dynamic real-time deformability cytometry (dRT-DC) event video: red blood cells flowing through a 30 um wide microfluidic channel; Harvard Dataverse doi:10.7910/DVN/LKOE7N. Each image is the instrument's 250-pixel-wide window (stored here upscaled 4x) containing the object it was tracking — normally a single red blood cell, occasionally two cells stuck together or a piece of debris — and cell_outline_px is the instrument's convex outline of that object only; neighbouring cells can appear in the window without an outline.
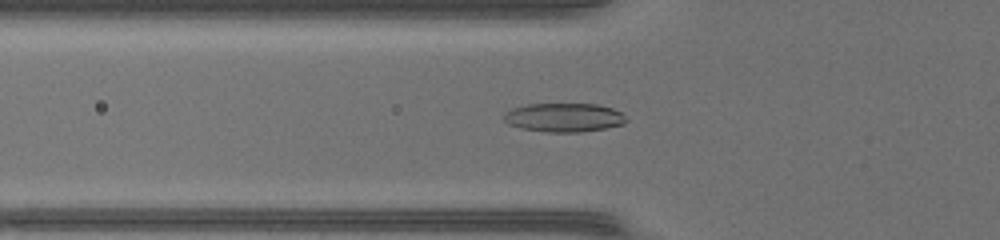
{"species": "common noctule bat (a hibernating species)", "species_latin": "Nyctalus noctula", "temperature_condition": "warm", "stored_images_in_passage": 50, "camera_frame_rate_fps": 3000, "um_per_image_px": 0.085, "animal": {"sex": "female", "body_mass_g": 17.0, "forearm_length_mm": 48.0}, "frame": {"image": 1, "passage_image": 19, "time_ms": 6.0, "image_size_px": [1000, 240], "cell_outline_px": [[628, 120], [624, 124], [604, 128], [580, 132], [544, 132], [520, 128], [508, 124], [504, 120], [504, 112], [512, 108], [528, 104], [596, 104], [612, 108], [624, 112]], "centroid_in_image_um": [47.95, 9.98], "position_along_channel_um": 77.8, "area_um2": 20.75}}
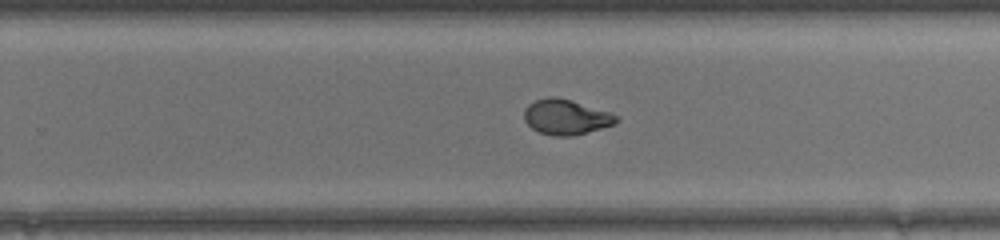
{"frame": {"image": 2, "passage_image": 33, "time_ms": 10.667, "image_size_px": [1000, 240], "cell_outline_px": [[620, 120], [616, 124], [572, 136], [552, 136], [540, 132], [532, 128], [524, 120], [524, 108], [528, 104], [536, 100], [548, 96], [556, 96], [572, 100], [612, 112], [620, 116]], "centroid_in_image_um": [48.15, 9.93], "position_along_channel_um": 281.7, "area_um2": 19.25}}
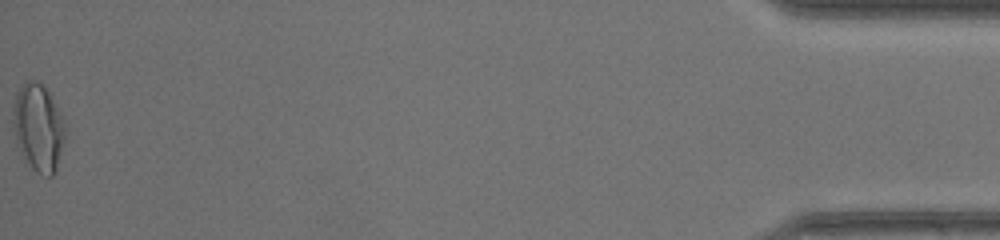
{"frame": {"image": 3, "passage_image": 50, "time_ms": 16.333, "image_size_px": [1000, 240], "cell_outline_px": [[64, 140], [56, 168], [52, 176], [48, 176], [36, 172], [32, 168], [20, 148], [16, 140], [12, 120], [12, 108], [16, 92], [28, 80], [40, 80], [48, 92], [60, 116], [64, 128]], "centroid_in_image_um": [3.22, 10.81], "position_along_channel_um": 432.0, "area_um2": 25.78}, "authors_computed_cell_mechanics": {"area_um2": 19.8832, "velocity_mm_per_s": 4.3633, "shape_relaxation_time_tau1_ms": 7.9304, "shape_relaxation_time_tau2_ms": 0.9882, "deformation_change_tau1": 0.2867, "deformation_change_tau2": 0.0512}}